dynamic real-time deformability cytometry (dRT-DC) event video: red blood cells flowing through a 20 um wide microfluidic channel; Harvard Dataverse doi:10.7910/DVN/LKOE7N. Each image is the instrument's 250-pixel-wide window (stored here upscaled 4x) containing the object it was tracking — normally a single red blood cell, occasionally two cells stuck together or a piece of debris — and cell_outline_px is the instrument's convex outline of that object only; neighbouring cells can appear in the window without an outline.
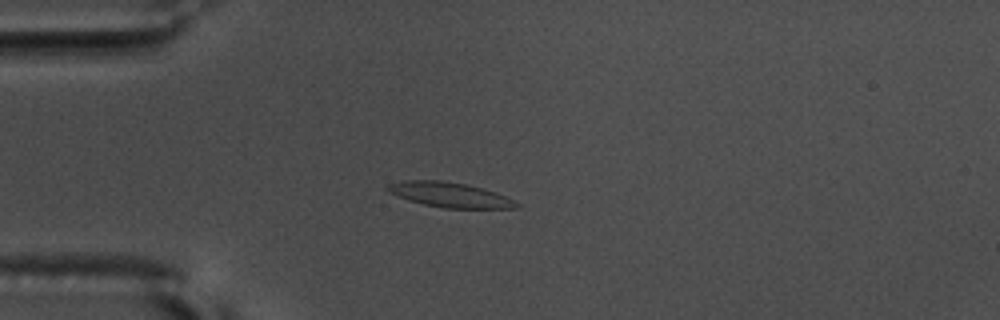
{"species": "common noctule bat (a hibernating species)", "species_latin": "Nyctalus noctula", "temperature_condition": "warm", "stored_images_in_passage": 42, "camera_frame_rate_fps": 3000, "um_per_image_px": 0.085, "animal": {"sex": "male", "body_mass_g": 17.5, "forearm_length_mm": 52.3}, "frame": {"image": 1, "passage_image": 1, "time_ms": 0.0, "image_size_px": [1000, 320], "cell_outline_px": [[520, 208], [444, 208], [424, 204], [408, 200], [388, 192], [384, 188], [388, 184], [404, 180], [440, 180], [468, 184], [496, 192], [520, 204]], "centroid_in_image_um": [38.21, 16.55], "position_along_channel_um": 46.8, "area_um2": 18.73}}
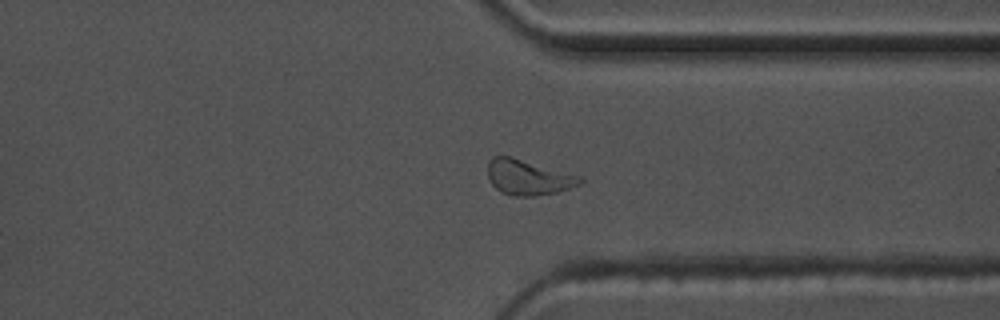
{"frame": {"image": 2, "passage_image": 29, "time_ms": 9.333, "image_size_px": [1000, 320], "cell_outline_px": [[584, 180], [580, 184], [556, 192], [536, 196], [512, 196], [500, 192], [492, 184], [488, 176], [488, 160], [492, 156], [512, 156], [584, 176]], "centroid_in_image_um": [44.92, 15.06], "position_along_channel_um": 366.5, "area_um2": 19.31}}
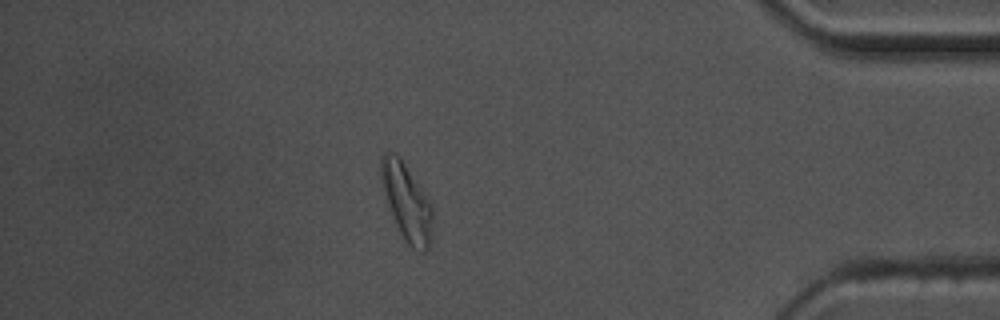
{"frame": {"image": 3, "passage_image": 35, "time_ms": 11.333, "image_size_px": [1000, 320], "cell_outline_px": [[432, 232], [428, 248], [424, 252], [412, 248], [404, 240], [396, 224], [384, 188], [380, 172], [380, 160], [384, 152], [392, 152], [400, 156], [420, 188], [432, 208]], "centroid_in_image_um": [34.57, 17.18], "position_along_channel_um": 400.6, "area_um2": 22.2}, "authors_computed_cell_mechanics": {"area_um2": 17.918, "velocity_mm_per_s": 3.6247, "shape_relaxation_time_tau1_ms": 6.3434, "shape_relaxation_time_tau2_ms": 1.4849, "deformation_change_tau1": 0.1713, "deformation_change_tau2": 0.0765}}